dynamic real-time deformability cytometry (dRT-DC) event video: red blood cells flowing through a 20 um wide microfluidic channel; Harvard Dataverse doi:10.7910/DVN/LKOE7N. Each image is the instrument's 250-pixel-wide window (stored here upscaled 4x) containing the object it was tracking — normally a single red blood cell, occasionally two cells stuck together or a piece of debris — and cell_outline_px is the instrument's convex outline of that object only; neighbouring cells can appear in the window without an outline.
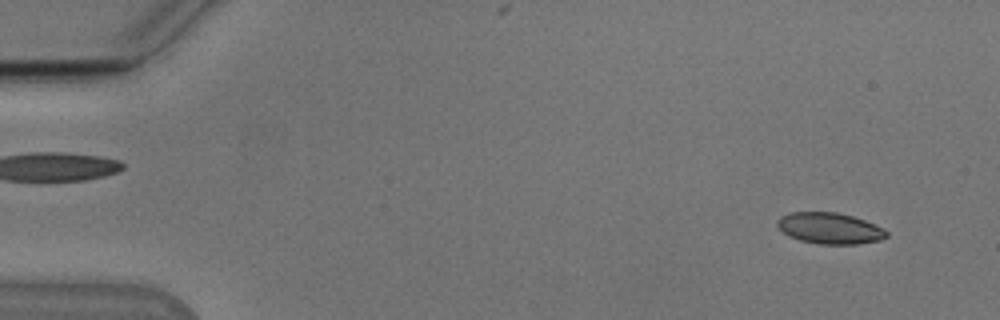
{"species": "Egyptian fruit bat (a non-hibernating species)", "species_latin": "Rousettus aegyptiacus", "temperature_condition": "cold", "stored_images_in_passage": 53, "camera_frame_rate_fps": 3000, "um_per_image_px": 0.085, "animal": {"sex": "male"}, "frame": {"image": 1, "passage_image": 4, "time_ms": 1.0, "image_size_px": [1000, 320], "cell_outline_px": [[888, 236], [880, 240], [856, 244], [820, 244], [800, 240], [788, 236], [776, 224], [776, 220], [780, 216], [792, 212], [836, 212], [852, 216], [864, 220], [884, 228], [888, 232]], "centroid_in_image_um": [70.53, 19.4], "position_along_channel_um": 14.5, "area_um2": 19.83}}
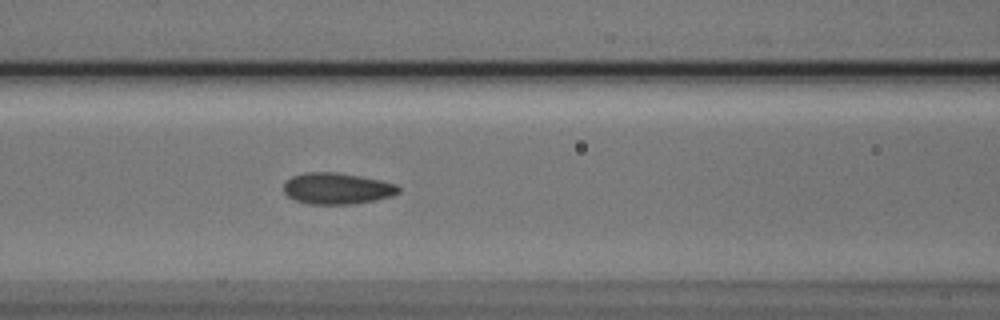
{"frame": {"image": 2, "passage_image": 23, "time_ms": 7.333, "image_size_px": [1000, 320], "cell_outline_px": [[400, 192], [392, 196], [376, 200], [356, 204], [308, 204], [292, 200], [284, 192], [284, 184], [292, 176], [304, 172], [336, 172], [360, 176], [380, 180], [396, 184], [400, 188]], "centroid_in_image_um": [28.65, 16.03], "position_along_channel_um": 138.0, "area_um2": 21.15}}
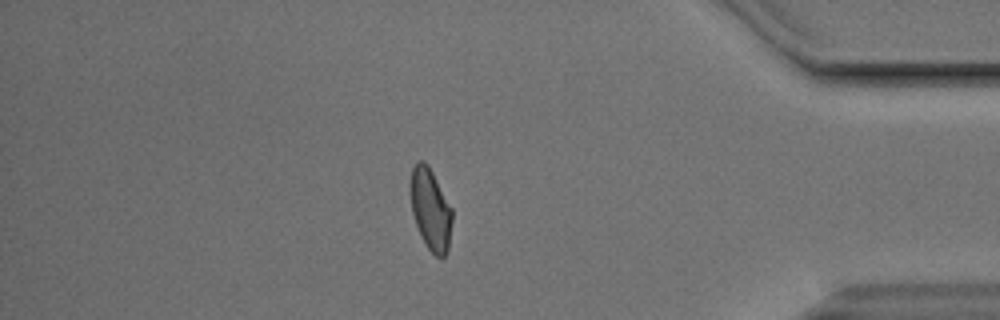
{"frame": {"image": 3, "passage_image": 46, "time_ms": 15.0, "image_size_px": [1000, 320], "cell_outline_px": [[452, 220], [448, 248], [444, 256], [436, 256], [428, 248], [420, 236], [412, 212], [408, 192], [408, 184], [412, 168], [420, 160], [424, 160], [428, 164], [452, 208]], "centroid_in_image_um": [36.56, 17.74], "position_along_channel_um": 398.6, "area_um2": 20.06}, "authors_computed_cell_mechanics": {"area_um2": 20.1722, "velocity_mm_per_s": 3.8324, "shape_relaxation_time_tau1_ms": 6.2364, "shape_relaxation_time_tau2_ms": 1.1681, "deformation_change_tau1": 0.1417, "deformation_change_tau2": 0.0541}}